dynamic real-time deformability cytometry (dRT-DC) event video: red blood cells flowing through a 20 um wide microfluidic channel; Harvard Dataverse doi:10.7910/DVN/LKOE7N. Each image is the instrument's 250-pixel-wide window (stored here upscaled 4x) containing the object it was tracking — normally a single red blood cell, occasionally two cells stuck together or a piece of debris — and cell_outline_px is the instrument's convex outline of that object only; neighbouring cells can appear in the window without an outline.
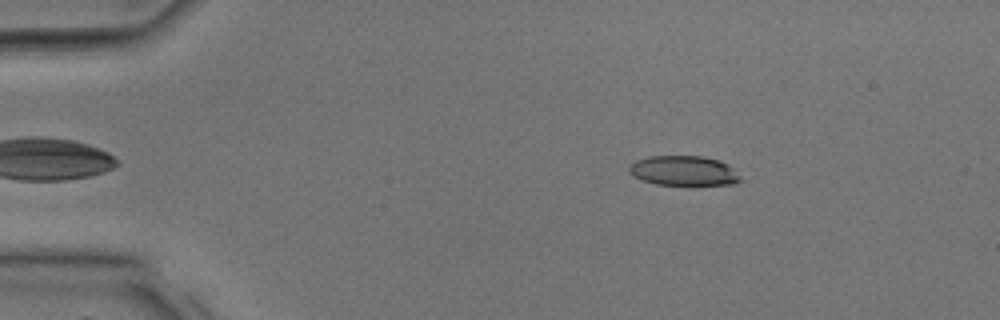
{"species": "common noctule bat (a hibernating species)", "species_latin": "Nyctalus noctula", "temperature_condition": "room temperature", "stored_images_in_passage": 33, "camera_frame_rate_fps": 3000, "um_per_image_px": 0.085, "animal": {"sex": "male", "body_mass_g": 17.9, "forearm_length_mm": 54.2}, "frame": {"image": 1, "passage_image": 5, "time_ms": 1.333, "image_size_px": [1000, 320], "cell_outline_px": [[744, 180], [732, 184], [656, 184], [632, 176], [628, 172], [628, 168], [636, 160], [648, 156], [704, 156], [720, 160], [728, 164]], "centroid_in_image_um": [58.12, 14.5], "position_along_channel_um": 26.9, "area_um2": 19.25}}
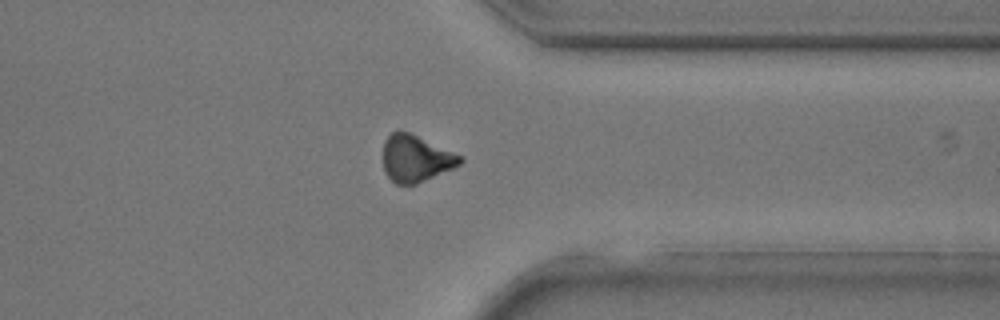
{"frame": {"image": 2, "passage_image": 26, "time_ms": 8.333, "image_size_px": [1000, 320], "cell_outline_px": [[464, 160], [460, 164], [452, 168], [416, 184], [396, 184], [384, 172], [384, 140], [396, 128], [400, 128], [464, 156]], "centroid_in_image_um": [35.34, 13.43], "position_along_channel_um": 376.1, "area_um2": 21.1}}
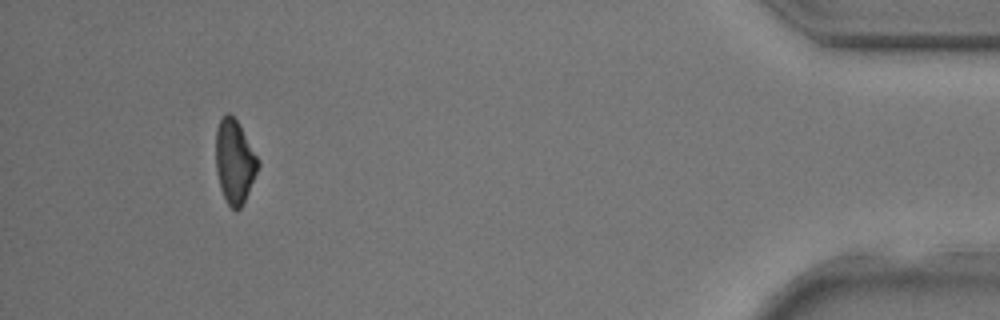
{"frame": {"image": 3, "passage_image": 31, "time_ms": 10.0, "image_size_px": [1000, 320], "cell_outline_px": [[260, 164], [248, 192], [240, 208], [236, 212], [228, 204], [220, 188], [216, 172], [216, 128], [220, 120], [228, 112], [236, 120], [260, 160]], "centroid_in_image_um": [19.93, 13.74], "position_along_channel_um": 415.3, "area_um2": 20.35}}